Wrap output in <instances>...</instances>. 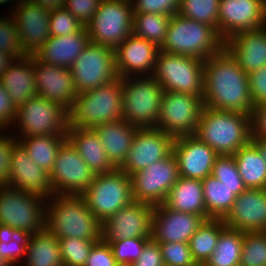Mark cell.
<instances>
[{"label":"cell","instance_id":"46","mask_svg":"<svg viewBox=\"0 0 266 266\" xmlns=\"http://www.w3.org/2000/svg\"><path fill=\"white\" fill-rule=\"evenodd\" d=\"M49 26L51 36L76 33L85 27L65 8L55 9L50 12Z\"/></svg>","mask_w":266,"mask_h":266},{"label":"cell","instance_id":"20","mask_svg":"<svg viewBox=\"0 0 266 266\" xmlns=\"http://www.w3.org/2000/svg\"><path fill=\"white\" fill-rule=\"evenodd\" d=\"M205 220L197 214L173 211L165 204L156 205L151 238L158 243H188Z\"/></svg>","mask_w":266,"mask_h":266},{"label":"cell","instance_id":"1","mask_svg":"<svg viewBox=\"0 0 266 266\" xmlns=\"http://www.w3.org/2000/svg\"><path fill=\"white\" fill-rule=\"evenodd\" d=\"M202 101L216 110L252 113L249 76L225 47L204 61Z\"/></svg>","mask_w":266,"mask_h":266},{"label":"cell","instance_id":"57","mask_svg":"<svg viewBox=\"0 0 266 266\" xmlns=\"http://www.w3.org/2000/svg\"><path fill=\"white\" fill-rule=\"evenodd\" d=\"M14 59L0 50V78Z\"/></svg>","mask_w":266,"mask_h":266},{"label":"cell","instance_id":"15","mask_svg":"<svg viewBox=\"0 0 266 266\" xmlns=\"http://www.w3.org/2000/svg\"><path fill=\"white\" fill-rule=\"evenodd\" d=\"M93 178L94 173L67 139L60 147L49 174L53 195H81Z\"/></svg>","mask_w":266,"mask_h":266},{"label":"cell","instance_id":"24","mask_svg":"<svg viewBox=\"0 0 266 266\" xmlns=\"http://www.w3.org/2000/svg\"><path fill=\"white\" fill-rule=\"evenodd\" d=\"M159 51L157 45L132 33L115 49L118 76L124 78L139 73L142 76L148 73L153 75Z\"/></svg>","mask_w":266,"mask_h":266},{"label":"cell","instance_id":"14","mask_svg":"<svg viewBox=\"0 0 266 266\" xmlns=\"http://www.w3.org/2000/svg\"><path fill=\"white\" fill-rule=\"evenodd\" d=\"M179 177L177 161L171 153L130 176L133 201L154 206L164 204Z\"/></svg>","mask_w":266,"mask_h":266},{"label":"cell","instance_id":"16","mask_svg":"<svg viewBox=\"0 0 266 266\" xmlns=\"http://www.w3.org/2000/svg\"><path fill=\"white\" fill-rule=\"evenodd\" d=\"M155 206L133 201L102 223L106 243L130 238H151Z\"/></svg>","mask_w":266,"mask_h":266},{"label":"cell","instance_id":"22","mask_svg":"<svg viewBox=\"0 0 266 266\" xmlns=\"http://www.w3.org/2000/svg\"><path fill=\"white\" fill-rule=\"evenodd\" d=\"M37 94L69 110L76 100L71 69L40 62L32 55Z\"/></svg>","mask_w":266,"mask_h":266},{"label":"cell","instance_id":"18","mask_svg":"<svg viewBox=\"0 0 266 266\" xmlns=\"http://www.w3.org/2000/svg\"><path fill=\"white\" fill-rule=\"evenodd\" d=\"M174 137L157 128H138L128 155L119 168L129 176L172 153Z\"/></svg>","mask_w":266,"mask_h":266},{"label":"cell","instance_id":"34","mask_svg":"<svg viewBox=\"0 0 266 266\" xmlns=\"http://www.w3.org/2000/svg\"><path fill=\"white\" fill-rule=\"evenodd\" d=\"M247 189L266 188V162L250 141L233 155Z\"/></svg>","mask_w":266,"mask_h":266},{"label":"cell","instance_id":"19","mask_svg":"<svg viewBox=\"0 0 266 266\" xmlns=\"http://www.w3.org/2000/svg\"><path fill=\"white\" fill-rule=\"evenodd\" d=\"M172 153L177 161L179 176L199 180L212 174L215 159L219 156L195 135L176 137Z\"/></svg>","mask_w":266,"mask_h":266},{"label":"cell","instance_id":"48","mask_svg":"<svg viewBox=\"0 0 266 266\" xmlns=\"http://www.w3.org/2000/svg\"><path fill=\"white\" fill-rule=\"evenodd\" d=\"M133 13L178 14L180 0H132Z\"/></svg>","mask_w":266,"mask_h":266},{"label":"cell","instance_id":"27","mask_svg":"<svg viewBox=\"0 0 266 266\" xmlns=\"http://www.w3.org/2000/svg\"><path fill=\"white\" fill-rule=\"evenodd\" d=\"M91 42L86 27L64 36H50L33 55L45 64L71 69L80 53Z\"/></svg>","mask_w":266,"mask_h":266},{"label":"cell","instance_id":"10","mask_svg":"<svg viewBox=\"0 0 266 266\" xmlns=\"http://www.w3.org/2000/svg\"><path fill=\"white\" fill-rule=\"evenodd\" d=\"M11 186L0 187V224L35 234L45 229L46 199Z\"/></svg>","mask_w":266,"mask_h":266},{"label":"cell","instance_id":"42","mask_svg":"<svg viewBox=\"0 0 266 266\" xmlns=\"http://www.w3.org/2000/svg\"><path fill=\"white\" fill-rule=\"evenodd\" d=\"M63 266H85L93 245L100 240L59 238Z\"/></svg>","mask_w":266,"mask_h":266},{"label":"cell","instance_id":"29","mask_svg":"<svg viewBox=\"0 0 266 266\" xmlns=\"http://www.w3.org/2000/svg\"><path fill=\"white\" fill-rule=\"evenodd\" d=\"M137 130L138 127L125 120L103 123L94 128L110 163L116 169L123 165Z\"/></svg>","mask_w":266,"mask_h":266},{"label":"cell","instance_id":"54","mask_svg":"<svg viewBox=\"0 0 266 266\" xmlns=\"http://www.w3.org/2000/svg\"><path fill=\"white\" fill-rule=\"evenodd\" d=\"M17 114V107L10 100V96L0 81V132L8 125L13 124Z\"/></svg>","mask_w":266,"mask_h":266},{"label":"cell","instance_id":"59","mask_svg":"<svg viewBox=\"0 0 266 266\" xmlns=\"http://www.w3.org/2000/svg\"><path fill=\"white\" fill-rule=\"evenodd\" d=\"M0 266H10V264L4 258H2L1 255H0Z\"/></svg>","mask_w":266,"mask_h":266},{"label":"cell","instance_id":"25","mask_svg":"<svg viewBox=\"0 0 266 266\" xmlns=\"http://www.w3.org/2000/svg\"><path fill=\"white\" fill-rule=\"evenodd\" d=\"M9 186L39 195L47 201L53 195L49 174L31 160L19 142L12 150Z\"/></svg>","mask_w":266,"mask_h":266},{"label":"cell","instance_id":"60","mask_svg":"<svg viewBox=\"0 0 266 266\" xmlns=\"http://www.w3.org/2000/svg\"><path fill=\"white\" fill-rule=\"evenodd\" d=\"M11 0H0V5H4V3L6 4L7 2H10Z\"/></svg>","mask_w":266,"mask_h":266},{"label":"cell","instance_id":"50","mask_svg":"<svg viewBox=\"0 0 266 266\" xmlns=\"http://www.w3.org/2000/svg\"><path fill=\"white\" fill-rule=\"evenodd\" d=\"M102 0H65L67 9L84 26L92 19Z\"/></svg>","mask_w":266,"mask_h":266},{"label":"cell","instance_id":"41","mask_svg":"<svg viewBox=\"0 0 266 266\" xmlns=\"http://www.w3.org/2000/svg\"><path fill=\"white\" fill-rule=\"evenodd\" d=\"M239 266H266V231L244 232Z\"/></svg>","mask_w":266,"mask_h":266},{"label":"cell","instance_id":"32","mask_svg":"<svg viewBox=\"0 0 266 266\" xmlns=\"http://www.w3.org/2000/svg\"><path fill=\"white\" fill-rule=\"evenodd\" d=\"M203 197L208 219H223L231 210L237 196L243 193L246 187H228L213 175L201 180Z\"/></svg>","mask_w":266,"mask_h":266},{"label":"cell","instance_id":"26","mask_svg":"<svg viewBox=\"0 0 266 266\" xmlns=\"http://www.w3.org/2000/svg\"><path fill=\"white\" fill-rule=\"evenodd\" d=\"M224 47L246 73L266 66V26L239 32L224 42Z\"/></svg>","mask_w":266,"mask_h":266},{"label":"cell","instance_id":"56","mask_svg":"<svg viewBox=\"0 0 266 266\" xmlns=\"http://www.w3.org/2000/svg\"><path fill=\"white\" fill-rule=\"evenodd\" d=\"M48 11L64 8L65 0H28Z\"/></svg>","mask_w":266,"mask_h":266},{"label":"cell","instance_id":"47","mask_svg":"<svg viewBox=\"0 0 266 266\" xmlns=\"http://www.w3.org/2000/svg\"><path fill=\"white\" fill-rule=\"evenodd\" d=\"M164 266H191L196 263L188 243H159Z\"/></svg>","mask_w":266,"mask_h":266},{"label":"cell","instance_id":"17","mask_svg":"<svg viewBox=\"0 0 266 266\" xmlns=\"http://www.w3.org/2000/svg\"><path fill=\"white\" fill-rule=\"evenodd\" d=\"M266 26V0H220L218 34L225 42L233 35Z\"/></svg>","mask_w":266,"mask_h":266},{"label":"cell","instance_id":"11","mask_svg":"<svg viewBox=\"0 0 266 266\" xmlns=\"http://www.w3.org/2000/svg\"><path fill=\"white\" fill-rule=\"evenodd\" d=\"M15 122L21 137L67 135L68 110L37 95L17 107Z\"/></svg>","mask_w":266,"mask_h":266},{"label":"cell","instance_id":"2","mask_svg":"<svg viewBox=\"0 0 266 266\" xmlns=\"http://www.w3.org/2000/svg\"><path fill=\"white\" fill-rule=\"evenodd\" d=\"M49 200L45 228L58 239H102V223L88 208L82 195H52Z\"/></svg>","mask_w":266,"mask_h":266},{"label":"cell","instance_id":"38","mask_svg":"<svg viewBox=\"0 0 266 266\" xmlns=\"http://www.w3.org/2000/svg\"><path fill=\"white\" fill-rule=\"evenodd\" d=\"M170 18L156 13H134L133 34L160 48L165 42Z\"/></svg>","mask_w":266,"mask_h":266},{"label":"cell","instance_id":"6","mask_svg":"<svg viewBox=\"0 0 266 266\" xmlns=\"http://www.w3.org/2000/svg\"><path fill=\"white\" fill-rule=\"evenodd\" d=\"M121 82L122 120L138 128H156L164 90L154 76L124 77Z\"/></svg>","mask_w":266,"mask_h":266},{"label":"cell","instance_id":"30","mask_svg":"<svg viewBox=\"0 0 266 266\" xmlns=\"http://www.w3.org/2000/svg\"><path fill=\"white\" fill-rule=\"evenodd\" d=\"M67 139L95 174L108 173L116 169L109 161L103 144L94 129L68 127Z\"/></svg>","mask_w":266,"mask_h":266},{"label":"cell","instance_id":"28","mask_svg":"<svg viewBox=\"0 0 266 266\" xmlns=\"http://www.w3.org/2000/svg\"><path fill=\"white\" fill-rule=\"evenodd\" d=\"M0 81L16 107L37 96L32 55L14 59Z\"/></svg>","mask_w":266,"mask_h":266},{"label":"cell","instance_id":"13","mask_svg":"<svg viewBox=\"0 0 266 266\" xmlns=\"http://www.w3.org/2000/svg\"><path fill=\"white\" fill-rule=\"evenodd\" d=\"M203 107L202 96L164 91L156 128L174 138L194 135Z\"/></svg>","mask_w":266,"mask_h":266},{"label":"cell","instance_id":"43","mask_svg":"<svg viewBox=\"0 0 266 266\" xmlns=\"http://www.w3.org/2000/svg\"><path fill=\"white\" fill-rule=\"evenodd\" d=\"M10 18H0V50L13 59H18L27 54L22 48L16 23L12 16Z\"/></svg>","mask_w":266,"mask_h":266},{"label":"cell","instance_id":"35","mask_svg":"<svg viewBox=\"0 0 266 266\" xmlns=\"http://www.w3.org/2000/svg\"><path fill=\"white\" fill-rule=\"evenodd\" d=\"M18 142L27 151L29 157L48 174L53 169L54 162L67 135H40L33 137H20Z\"/></svg>","mask_w":266,"mask_h":266},{"label":"cell","instance_id":"9","mask_svg":"<svg viewBox=\"0 0 266 266\" xmlns=\"http://www.w3.org/2000/svg\"><path fill=\"white\" fill-rule=\"evenodd\" d=\"M133 16L131 1L102 0L85 26L91 42L115 50L133 33Z\"/></svg>","mask_w":266,"mask_h":266},{"label":"cell","instance_id":"7","mask_svg":"<svg viewBox=\"0 0 266 266\" xmlns=\"http://www.w3.org/2000/svg\"><path fill=\"white\" fill-rule=\"evenodd\" d=\"M81 195L91 212L103 223L133 202L131 178L120 169L95 174L92 183Z\"/></svg>","mask_w":266,"mask_h":266},{"label":"cell","instance_id":"58","mask_svg":"<svg viewBox=\"0 0 266 266\" xmlns=\"http://www.w3.org/2000/svg\"><path fill=\"white\" fill-rule=\"evenodd\" d=\"M251 142L257 147L263 160L266 162V140H262L259 138H251Z\"/></svg>","mask_w":266,"mask_h":266},{"label":"cell","instance_id":"52","mask_svg":"<svg viewBox=\"0 0 266 266\" xmlns=\"http://www.w3.org/2000/svg\"><path fill=\"white\" fill-rule=\"evenodd\" d=\"M248 76L253 106L266 104V66L251 72Z\"/></svg>","mask_w":266,"mask_h":266},{"label":"cell","instance_id":"53","mask_svg":"<svg viewBox=\"0 0 266 266\" xmlns=\"http://www.w3.org/2000/svg\"><path fill=\"white\" fill-rule=\"evenodd\" d=\"M129 266H164L162 252L158 242L149 239L140 255L139 259Z\"/></svg>","mask_w":266,"mask_h":266},{"label":"cell","instance_id":"5","mask_svg":"<svg viewBox=\"0 0 266 266\" xmlns=\"http://www.w3.org/2000/svg\"><path fill=\"white\" fill-rule=\"evenodd\" d=\"M223 47L224 41L214 28L175 14L170 18L166 39L160 51L205 61Z\"/></svg>","mask_w":266,"mask_h":266},{"label":"cell","instance_id":"33","mask_svg":"<svg viewBox=\"0 0 266 266\" xmlns=\"http://www.w3.org/2000/svg\"><path fill=\"white\" fill-rule=\"evenodd\" d=\"M25 266H63L58 238L46 228L29 238Z\"/></svg>","mask_w":266,"mask_h":266},{"label":"cell","instance_id":"21","mask_svg":"<svg viewBox=\"0 0 266 266\" xmlns=\"http://www.w3.org/2000/svg\"><path fill=\"white\" fill-rule=\"evenodd\" d=\"M17 4L12 18L18 28L22 48L27 55H34L51 36L50 11L28 0Z\"/></svg>","mask_w":266,"mask_h":266},{"label":"cell","instance_id":"31","mask_svg":"<svg viewBox=\"0 0 266 266\" xmlns=\"http://www.w3.org/2000/svg\"><path fill=\"white\" fill-rule=\"evenodd\" d=\"M164 204L173 211L197 214L207 220L203 185L199 179L179 177Z\"/></svg>","mask_w":266,"mask_h":266},{"label":"cell","instance_id":"36","mask_svg":"<svg viewBox=\"0 0 266 266\" xmlns=\"http://www.w3.org/2000/svg\"><path fill=\"white\" fill-rule=\"evenodd\" d=\"M244 232L225 226L205 266H239Z\"/></svg>","mask_w":266,"mask_h":266},{"label":"cell","instance_id":"51","mask_svg":"<svg viewBox=\"0 0 266 266\" xmlns=\"http://www.w3.org/2000/svg\"><path fill=\"white\" fill-rule=\"evenodd\" d=\"M85 266H120L113 256L112 249L102 239L96 242L87 258Z\"/></svg>","mask_w":266,"mask_h":266},{"label":"cell","instance_id":"37","mask_svg":"<svg viewBox=\"0 0 266 266\" xmlns=\"http://www.w3.org/2000/svg\"><path fill=\"white\" fill-rule=\"evenodd\" d=\"M222 219H208L189 240V248L196 263H205L214 252L221 230L225 227Z\"/></svg>","mask_w":266,"mask_h":266},{"label":"cell","instance_id":"55","mask_svg":"<svg viewBox=\"0 0 266 266\" xmlns=\"http://www.w3.org/2000/svg\"><path fill=\"white\" fill-rule=\"evenodd\" d=\"M250 116L251 138L266 140V104L254 107Z\"/></svg>","mask_w":266,"mask_h":266},{"label":"cell","instance_id":"4","mask_svg":"<svg viewBox=\"0 0 266 266\" xmlns=\"http://www.w3.org/2000/svg\"><path fill=\"white\" fill-rule=\"evenodd\" d=\"M122 82L114 81L77 94L68 110V127L94 129L103 123L122 120Z\"/></svg>","mask_w":266,"mask_h":266},{"label":"cell","instance_id":"45","mask_svg":"<svg viewBox=\"0 0 266 266\" xmlns=\"http://www.w3.org/2000/svg\"><path fill=\"white\" fill-rule=\"evenodd\" d=\"M211 175L228 187H246L233 155H219L215 159Z\"/></svg>","mask_w":266,"mask_h":266},{"label":"cell","instance_id":"23","mask_svg":"<svg viewBox=\"0 0 266 266\" xmlns=\"http://www.w3.org/2000/svg\"><path fill=\"white\" fill-rule=\"evenodd\" d=\"M222 220L227 227L242 232L266 231V188L246 189Z\"/></svg>","mask_w":266,"mask_h":266},{"label":"cell","instance_id":"12","mask_svg":"<svg viewBox=\"0 0 266 266\" xmlns=\"http://www.w3.org/2000/svg\"><path fill=\"white\" fill-rule=\"evenodd\" d=\"M77 94L95 89L117 79L115 50L90 42L71 67Z\"/></svg>","mask_w":266,"mask_h":266},{"label":"cell","instance_id":"39","mask_svg":"<svg viewBox=\"0 0 266 266\" xmlns=\"http://www.w3.org/2000/svg\"><path fill=\"white\" fill-rule=\"evenodd\" d=\"M31 235L27 231L0 224V255L10 266H15L20 258L26 256Z\"/></svg>","mask_w":266,"mask_h":266},{"label":"cell","instance_id":"3","mask_svg":"<svg viewBox=\"0 0 266 266\" xmlns=\"http://www.w3.org/2000/svg\"><path fill=\"white\" fill-rule=\"evenodd\" d=\"M194 135L218 155H234L251 141V116L203 107Z\"/></svg>","mask_w":266,"mask_h":266},{"label":"cell","instance_id":"40","mask_svg":"<svg viewBox=\"0 0 266 266\" xmlns=\"http://www.w3.org/2000/svg\"><path fill=\"white\" fill-rule=\"evenodd\" d=\"M219 2L220 0H180L178 14L207 24L218 32Z\"/></svg>","mask_w":266,"mask_h":266},{"label":"cell","instance_id":"49","mask_svg":"<svg viewBox=\"0 0 266 266\" xmlns=\"http://www.w3.org/2000/svg\"><path fill=\"white\" fill-rule=\"evenodd\" d=\"M5 135H0V187L9 186L12 150L18 143L16 137Z\"/></svg>","mask_w":266,"mask_h":266},{"label":"cell","instance_id":"8","mask_svg":"<svg viewBox=\"0 0 266 266\" xmlns=\"http://www.w3.org/2000/svg\"><path fill=\"white\" fill-rule=\"evenodd\" d=\"M153 76L164 91L203 96L204 61L199 58L159 51Z\"/></svg>","mask_w":266,"mask_h":266},{"label":"cell","instance_id":"44","mask_svg":"<svg viewBox=\"0 0 266 266\" xmlns=\"http://www.w3.org/2000/svg\"><path fill=\"white\" fill-rule=\"evenodd\" d=\"M151 238H130L111 241L113 256L120 266H129L138 260L146 242Z\"/></svg>","mask_w":266,"mask_h":266},{"label":"cell","instance_id":"61","mask_svg":"<svg viewBox=\"0 0 266 266\" xmlns=\"http://www.w3.org/2000/svg\"><path fill=\"white\" fill-rule=\"evenodd\" d=\"M191 266H205L204 263H194L193 265Z\"/></svg>","mask_w":266,"mask_h":266}]
</instances>
